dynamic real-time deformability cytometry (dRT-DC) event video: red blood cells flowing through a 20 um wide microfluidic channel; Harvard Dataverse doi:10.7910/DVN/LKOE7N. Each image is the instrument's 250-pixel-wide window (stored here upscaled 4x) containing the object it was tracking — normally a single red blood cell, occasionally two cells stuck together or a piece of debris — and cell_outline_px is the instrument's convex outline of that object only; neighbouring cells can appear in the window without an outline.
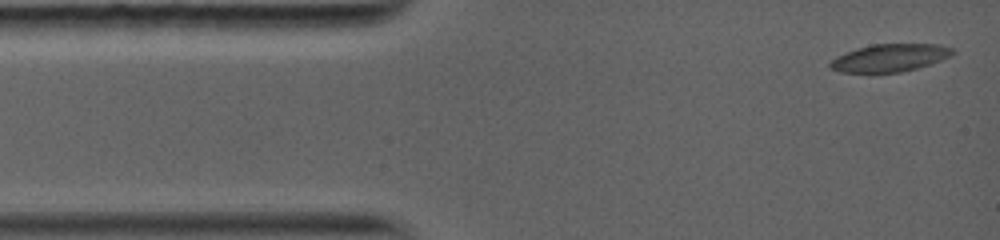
{"species": "common noctule bat (a hibernating species)", "species_latin": "Nyctalus noctula", "temperature_condition": "warm", "stored_images_in_passage": 29, "camera_frame_rate_fps": 5000, "um_per_image_px": 0.085, "animal": {"sex": "female", "body_mass_g": 19.0, "forearm_length_mm": 56.7}, "frame": {"image": 1, "passage_image": 1, "time_ms": 0.0, "image_size_px": [1000, 240], "cell_outline_px": [[956, 52], [952, 56], [916, 68], [900, 72], [840, 72], [832, 68], [828, 64], [836, 56], [856, 48], [872, 44], [936, 44], [952, 48]], "centroid_in_image_um": [75.63, 4.9], "position_along_channel_um": 9.4, "area_um2": 19.54}}
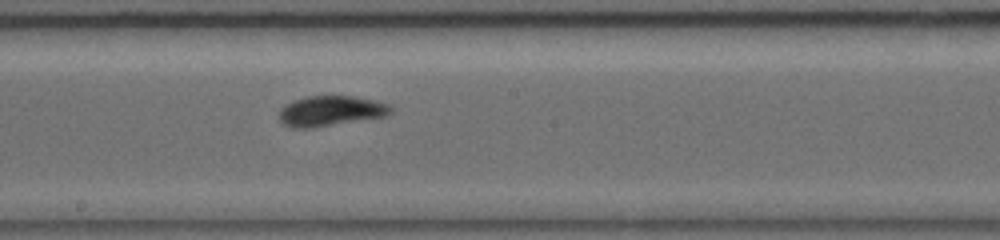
{"frame": {"image": 2, "passage_image": 13, "time_ms": 6.8, "image_size_px": [1000, 240], "cell_outline_px": [[392, 112], [388, 116], [312, 128], [292, 128], [284, 124], [280, 120], [280, 108], [292, 100], [308, 96], [352, 96], [372, 100], [388, 104], [392, 108]], "centroid_in_image_um": [28.1, 9.44], "position_along_channel_um": 220.1, "area_um2": 19.71}}
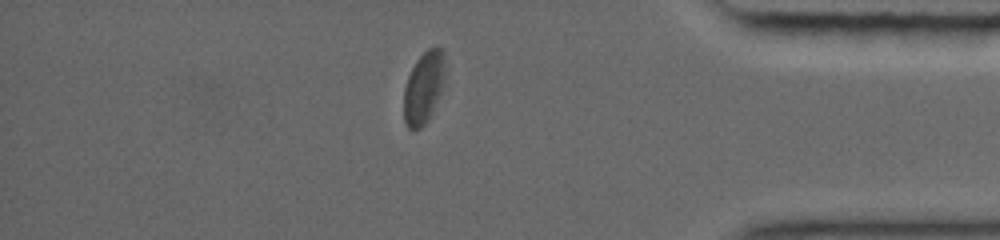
{"frame": {"image": 3, "passage_image": 25, "time_ms": 11.8, "image_size_px": [1000, 240], "cell_outline_px": [[444, 64], [440, 92], [428, 120], [420, 128], [408, 128], [404, 124], [404, 88], [408, 76], [416, 60], [428, 48], [436, 44], [444, 48]], "centroid_in_image_um": [35.99, 7.39], "position_along_channel_um": 399.2, "area_um2": 17.05}, "authors_computed_cell_mechanics": {"area_um2": 19.5364, "velocity_mm_per_s": 4.0838, "shape_relaxation_time_tau1_ms": 3.4534, "shape_relaxation_time_tau2_ms": 2.2597, "deformation_change_tau1": 0.1276, "deformation_change_tau2": 0.0771}}